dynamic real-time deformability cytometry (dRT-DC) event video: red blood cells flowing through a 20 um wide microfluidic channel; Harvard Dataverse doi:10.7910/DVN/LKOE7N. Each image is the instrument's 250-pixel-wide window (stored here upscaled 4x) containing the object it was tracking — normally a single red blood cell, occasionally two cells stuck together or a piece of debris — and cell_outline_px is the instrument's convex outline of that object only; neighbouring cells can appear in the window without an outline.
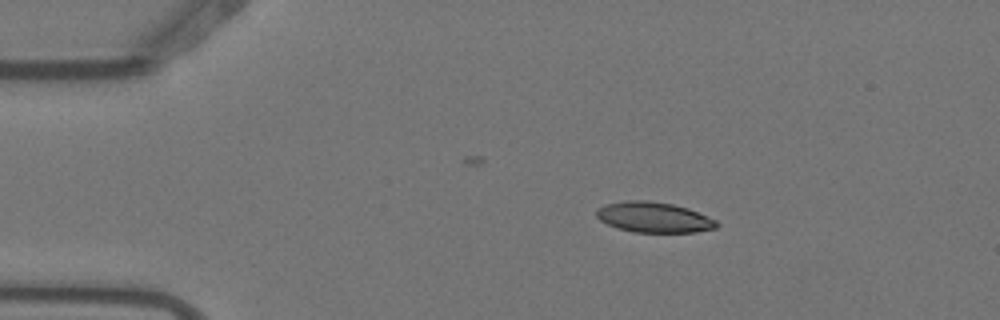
{"species": "Egyptian fruit bat (a non-hibernating species)", "species_latin": "Rousettus aegyptiacus", "temperature_condition": "warm", "stored_images_in_passage": 4, "camera_frame_rate_fps": 3000, "um_per_image_px": 0.085, "animal": {"sex": "female"}, "frame": {"image": 1, "passage_image": 2, "time_ms": 0.333, "image_size_px": [1000, 320], "cell_outline_px": [[720, 224], [716, 228], [696, 232], [632, 232], [616, 228], [600, 220], [596, 216], [596, 212], [604, 204], [624, 200], [648, 200], [672, 204], [688, 208], [708, 216], [716, 220]], "centroid_in_image_um": [55.58, 18.47], "position_along_channel_um": 29.4, "area_um2": 21.44}}